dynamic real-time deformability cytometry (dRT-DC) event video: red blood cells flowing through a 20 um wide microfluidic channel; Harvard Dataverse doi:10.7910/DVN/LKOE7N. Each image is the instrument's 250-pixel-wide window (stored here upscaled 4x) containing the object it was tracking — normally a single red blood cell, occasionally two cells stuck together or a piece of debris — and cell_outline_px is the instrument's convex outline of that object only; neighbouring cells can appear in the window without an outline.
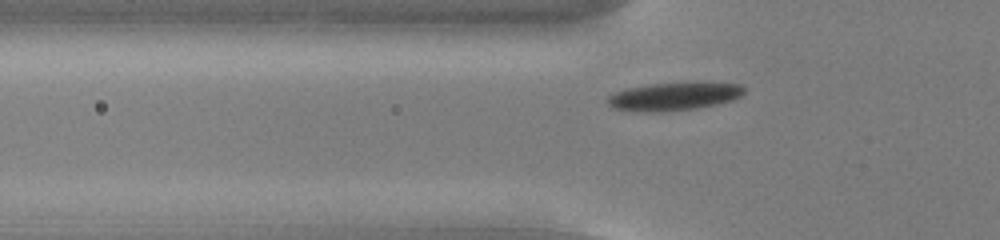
{"species": "common noctule bat (a hibernating species)", "species_latin": "Nyctalus noctula", "temperature_condition": "cold", "stored_images_in_passage": 46, "camera_frame_rate_fps": 3000, "um_per_image_px": 0.085, "animal": {"sex": "male", "body_mass_g": 13.0, "forearm_length_mm": 53.1}, "frame": {"image": 1, "passage_image": 9, "time_ms": 2.667, "image_size_px": [1000, 240], "cell_outline_px": [[744, 92], [740, 96], [732, 100], [716, 104], [696, 108], [664, 112], [644, 112], [612, 108], [608, 104], [608, 96], [624, 88], [652, 84], [740, 84], [744, 88]], "centroid_in_image_um": [57.21, 8.22], "position_along_channel_um": 68.6, "area_um2": 21.68}}
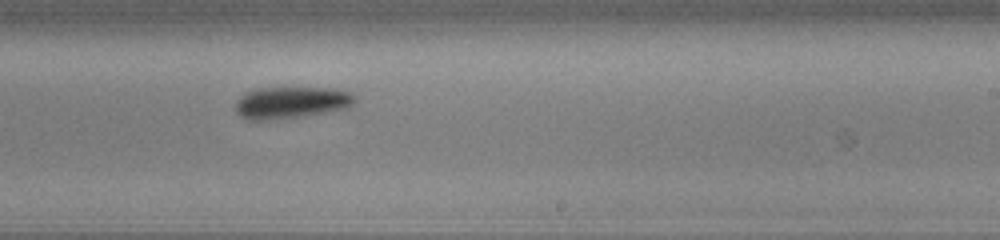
{"frame": {"image": 2, "passage_image": 25, "time_ms": 8.0, "image_size_px": [1000, 240], "cell_outline_px": [[356, 100], [348, 108], [324, 112], [268, 120], [248, 120], [240, 116], [236, 112], [236, 100], [244, 92], [256, 88], [336, 88], [352, 92], [356, 96]], "centroid_in_image_um": [24.74, 8.69], "position_along_channel_um": 264.3, "area_um2": 22.14}}
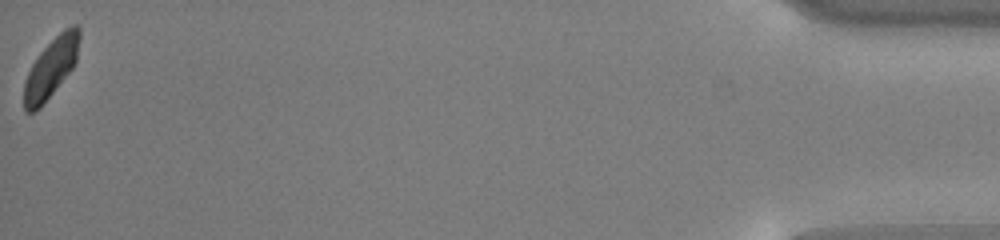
{"frame": {"image": 3, "passage_image": 46, "time_ms": 15.0, "image_size_px": [1000, 240], "cell_outline_px": [[80, 36], [76, 60], [72, 68], [40, 108], [32, 112], [28, 112], [24, 108], [24, 84], [28, 72], [32, 64], [40, 52], [64, 28], [72, 24], [76, 24], [80, 28]], "centroid_in_image_um": [4.34, 5.74], "position_along_channel_um": 430.9, "area_um2": 18.9}, "authors_computed_cell_mechanics": {"area_um2": 21.6172, "velocity_mm_per_s": 3.704, "shape_relaxation_time_tau1_ms": null, "shape_relaxation_time_tau2_ms": 6.2014, "deformation_change_tau1": null, "deformation_change_tau2": 0.0976}}